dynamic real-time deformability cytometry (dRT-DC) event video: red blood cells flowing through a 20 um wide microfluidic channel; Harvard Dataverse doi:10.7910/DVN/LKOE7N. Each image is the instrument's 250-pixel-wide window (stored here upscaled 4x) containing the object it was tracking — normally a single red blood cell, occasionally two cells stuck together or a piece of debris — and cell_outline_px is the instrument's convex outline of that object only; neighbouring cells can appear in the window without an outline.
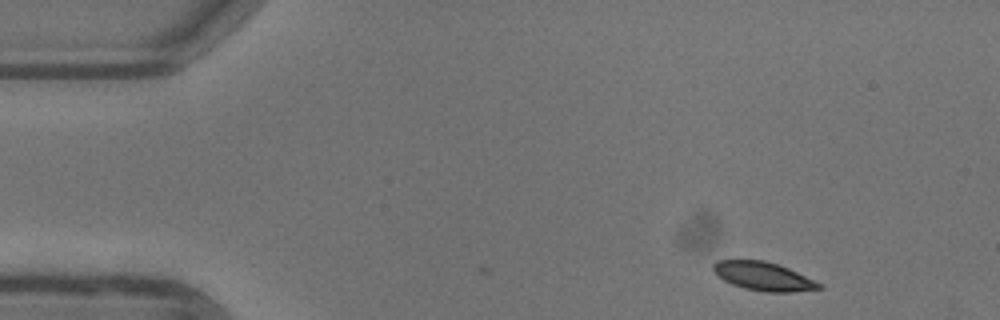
{"species": "common noctule bat (a hibernating species)", "species_latin": "Nyctalus noctula", "temperature_condition": "warm", "stored_images_in_passage": 2, "camera_frame_rate_fps": 3000, "um_per_image_px": 0.085, "animal": {"sex": "female"}, "frame": {"image": 1, "passage_image": 2, "time_ms": 0.333, "image_size_px": [1000, 320], "cell_outline_px": [[824, 288], [792, 292], [764, 292], [744, 288], [732, 284], [724, 280], [712, 268], [712, 264], [716, 260], [764, 260], [788, 268], [820, 284]], "centroid_in_image_um": [64.85, 23.48], "position_along_channel_um": 20.1, "area_um2": 17.28}}